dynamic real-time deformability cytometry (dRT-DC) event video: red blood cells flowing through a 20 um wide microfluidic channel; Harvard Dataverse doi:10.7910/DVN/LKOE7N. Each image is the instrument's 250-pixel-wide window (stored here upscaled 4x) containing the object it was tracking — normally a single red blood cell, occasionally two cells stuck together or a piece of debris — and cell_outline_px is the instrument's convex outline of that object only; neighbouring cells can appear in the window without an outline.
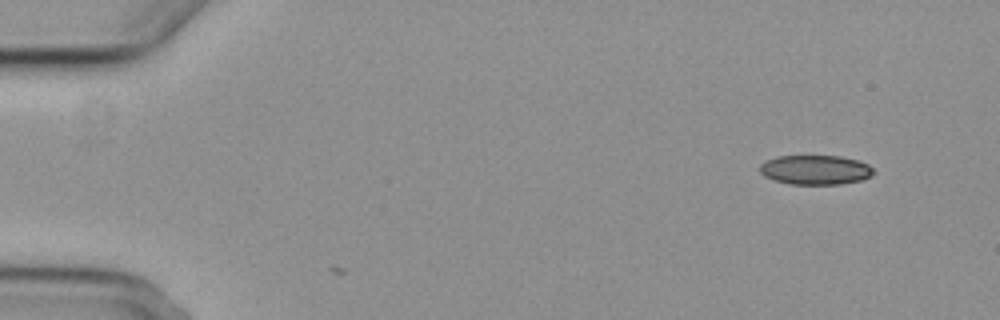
{"species": "common noctule bat (a hibernating species)", "species_latin": "Nyctalus noctula", "temperature_condition": "cold", "stored_images_in_passage": 3, "camera_frame_rate_fps": 3000, "um_per_image_px": 0.085, "animal": {"sex": "female", "body_mass_g": 29.2, "forearm_length_mm": 56.3}, "frame": {"image": 1, "passage_image": 3, "time_ms": 2.333, "image_size_px": [1000, 320], "cell_outline_px": [[872, 176], [860, 180], [840, 184], [788, 184], [772, 180], [764, 176], [760, 172], [760, 164], [764, 160], [776, 156], [840, 156], [856, 160], [868, 164], [872, 168]], "centroid_in_image_um": [69.25, 14.44], "position_along_channel_um": 15.8, "area_um2": 19.59}}